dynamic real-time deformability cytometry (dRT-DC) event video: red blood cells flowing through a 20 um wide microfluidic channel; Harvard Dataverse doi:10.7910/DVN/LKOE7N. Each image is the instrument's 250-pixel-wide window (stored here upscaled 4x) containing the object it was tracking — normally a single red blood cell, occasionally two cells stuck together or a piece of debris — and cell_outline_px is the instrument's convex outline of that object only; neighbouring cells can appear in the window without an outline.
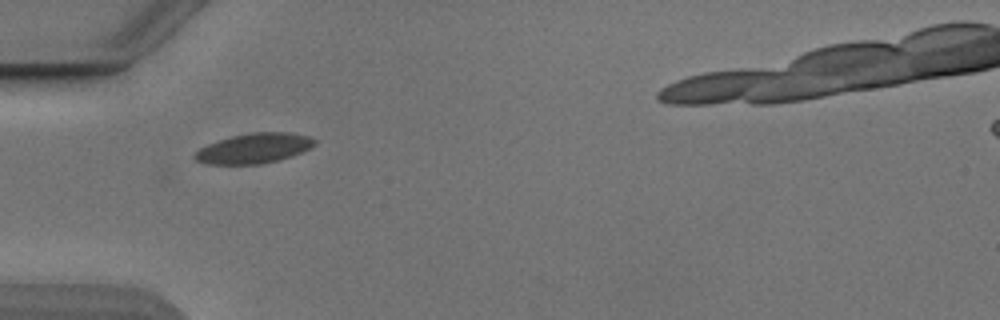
{"species": "Egyptian fruit bat (a non-hibernating species)", "species_latin": "Rousettus aegyptiacus", "temperature_condition": "cold", "stored_images_in_passage": 29, "camera_frame_rate_fps": 3000, "um_per_image_px": 0.085, "animal": {"sex": "male"}, "frame": {"image": 1, "passage_image": 1, "time_ms": 0.0, "image_size_px": [1000, 320], "cell_outline_px": [[316, 144], [292, 156], [260, 164], [208, 164], [196, 160], [192, 156], [200, 148], [208, 144], [232, 136], [252, 132], [292, 132], [308, 136], [316, 140]], "centroid_in_image_um": [21.59, 12.6], "position_along_channel_um": 63.4, "area_um2": 20.75}}
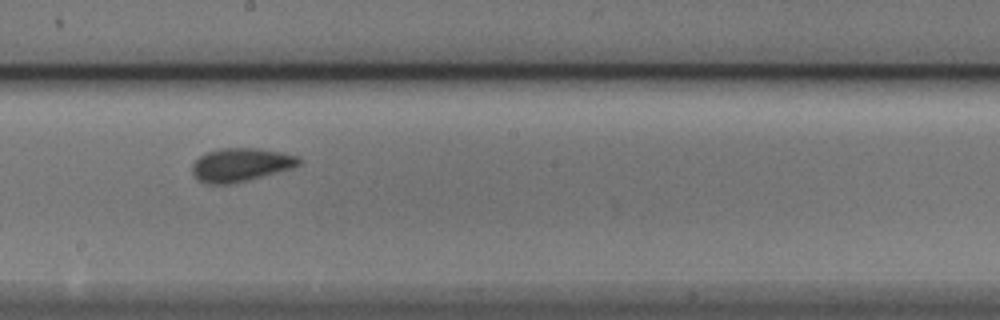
{"frame": {"image": 2, "passage_image": 14, "time_ms": 4.333, "image_size_px": [1000, 320], "cell_outline_px": [[300, 164], [288, 168], [260, 176], [228, 184], [208, 184], [200, 180], [192, 172], [192, 164], [204, 152], [220, 148], [256, 148], [280, 152], [296, 156], [300, 160]], "centroid_in_image_um": [20.39, 13.98], "position_along_channel_um": 227.8, "area_um2": 20.17}}
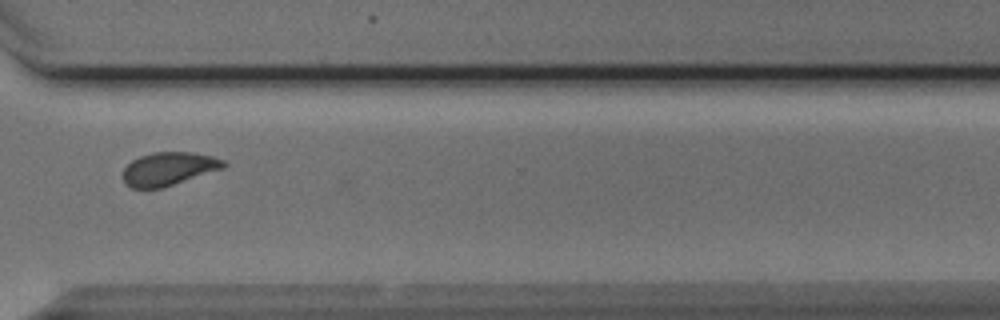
{"frame": {"image": 3, "passage_image": 24, "time_ms": 7.667, "image_size_px": [1000, 320], "cell_outline_px": [[228, 164], [224, 168], [160, 188], [132, 188], [124, 184], [124, 168], [132, 160], [140, 156], [152, 152], [192, 152], [212, 156], [224, 160]], "centroid_in_image_um": [14.34, 14.33], "position_along_channel_um": 356.3, "area_um2": 19.36}, "authors_computed_cell_mechanics": {"area_um2": 20.1144, "velocity_mm_per_s": 3.8534, "shape_relaxation_time_tau1_ms": 2.9844, "shape_relaxation_time_tau2_ms": 1.2239, "deformation_change_tau1": 0.0903, "deformation_change_tau2": 0.0426}}